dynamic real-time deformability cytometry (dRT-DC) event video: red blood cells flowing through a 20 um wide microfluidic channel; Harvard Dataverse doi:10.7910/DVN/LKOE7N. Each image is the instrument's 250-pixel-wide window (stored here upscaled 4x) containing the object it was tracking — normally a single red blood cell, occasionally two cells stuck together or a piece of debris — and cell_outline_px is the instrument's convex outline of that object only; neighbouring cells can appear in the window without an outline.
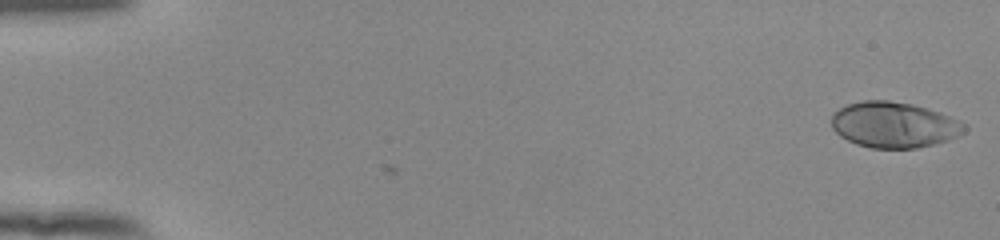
{"species": "human", "species_latin": "Homo sapiens", "temperature_condition": "room temperature", "stored_images_in_passage": 18, "camera_frame_rate_fps": 3000, "um_per_image_px": 0.085, "donor": {"sex": "female"}, "frame": {"image": 1, "passage_image": 1, "time_ms": 0.0, "image_size_px": [1000, 240], "cell_outline_px": [[968, 128], [964, 132], [948, 140], [916, 148], [868, 148], [856, 144], [840, 136], [832, 128], [832, 116], [840, 108], [848, 104], [864, 100], [888, 100], [912, 104], [928, 108], [940, 112], [968, 124]], "centroid_in_image_um": [76.01, 10.61], "position_along_channel_um": 9.0, "area_um2": 35.49}}
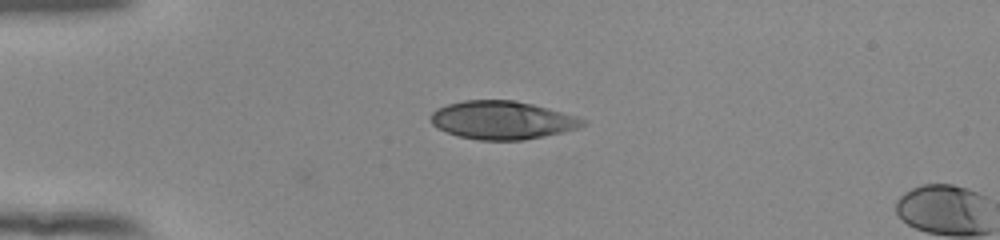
{"frame": {"image": 2, "passage_image": 14, "time_ms": 4.333, "image_size_px": [1000, 240], "cell_outline_px": [[588, 120], [580, 128], [564, 132], [524, 140], [480, 140], [460, 136], [436, 128], [432, 124], [432, 112], [436, 108], [448, 104], [464, 100], [512, 100], [532, 104], [548, 108], [576, 116]], "centroid_in_image_um": [42.71, 10.21], "position_along_channel_um": 42.3, "area_um2": 33.76}}